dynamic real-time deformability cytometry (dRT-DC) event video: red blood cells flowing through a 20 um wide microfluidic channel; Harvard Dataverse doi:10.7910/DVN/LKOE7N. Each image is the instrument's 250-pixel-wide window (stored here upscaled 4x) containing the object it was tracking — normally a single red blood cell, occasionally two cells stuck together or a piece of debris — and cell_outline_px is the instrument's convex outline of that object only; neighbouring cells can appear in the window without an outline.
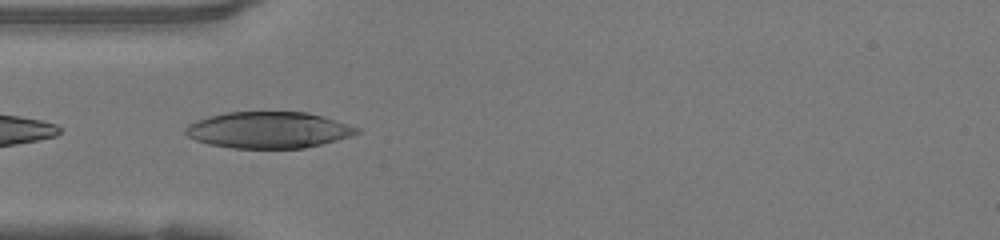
{"species": "human", "species_latin": "Homo sapiens", "temperature_condition": "warm", "stored_images_in_passage": 35, "camera_frame_rate_fps": 3000, "um_per_image_px": 0.085, "donor": {"sex": "female"}, "frame": {"image": 1, "passage_image": 1, "time_ms": 0.0, "image_size_px": [1000, 240], "cell_outline_px": [[360, 132], [352, 136], [304, 148], [232, 148], [208, 144], [196, 140], [188, 136], [184, 132], [188, 124], [208, 116], [228, 112], [308, 112], [324, 116], [360, 128]], "centroid_in_image_um": [22.83, 11.04], "position_along_channel_um": 62.2, "area_um2": 36.3}}
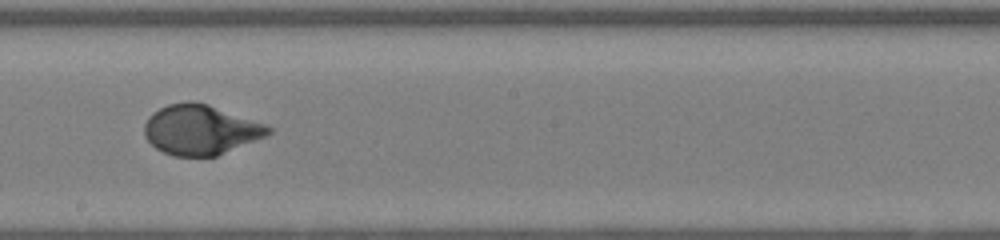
{"frame": {"image": 2, "passage_image": 13, "time_ms": 4.0, "image_size_px": [1000, 240], "cell_outline_px": [[272, 132], [268, 136], [216, 156], [172, 156], [156, 148], [144, 136], [144, 124], [148, 116], [152, 112], [168, 104], [188, 100], [192, 100], [208, 104], [264, 124], [272, 128]], "centroid_in_image_um": [17.03, 11.03], "position_along_channel_um": 231.2, "area_um2": 36.13}}
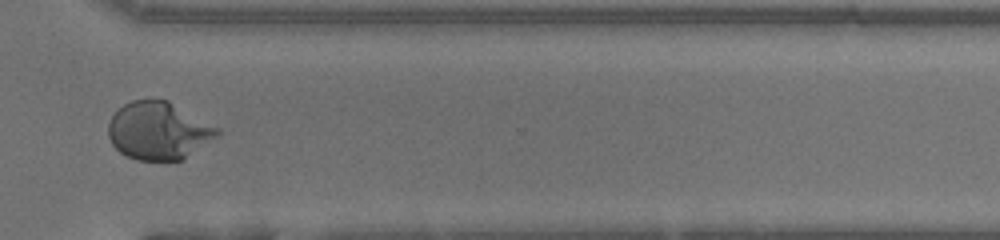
{"frame": {"image": 3, "passage_image": 22, "time_ms": 7.0, "image_size_px": [1000, 240], "cell_outline_px": [[220, 132], [216, 136], [180, 160], [136, 160], [124, 156], [112, 144], [108, 136], [108, 124], [112, 116], [124, 104], [132, 100], [168, 100], [220, 128]], "centroid_in_image_um": [13.44, 11.11], "position_along_channel_um": 357.2, "area_um2": 36.24}, "authors_computed_cell_mechanics": {"area_um2": 36.1828, "velocity_mm_per_s": 4.1993, "shape_relaxation_time_tau1_ms": 3.7295, "shape_relaxation_time_tau2_ms": null, "deformation_change_tau1": 0.2484, "deformation_change_tau2": null}}